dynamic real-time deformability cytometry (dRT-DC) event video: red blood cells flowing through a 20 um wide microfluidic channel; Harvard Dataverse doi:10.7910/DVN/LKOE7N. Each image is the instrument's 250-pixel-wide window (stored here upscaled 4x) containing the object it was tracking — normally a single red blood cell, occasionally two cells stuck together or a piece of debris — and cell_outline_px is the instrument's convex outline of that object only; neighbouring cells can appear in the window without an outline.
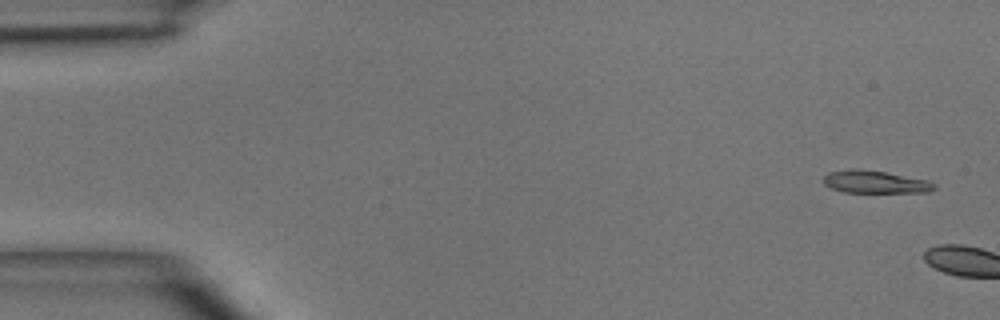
{"species": "common noctule bat (a hibernating species)", "species_latin": "Nyctalus noctula", "temperature_condition": "room temperature", "stored_images_in_passage": 2, "camera_frame_rate_fps": 3000, "um_per_image_px": 0.085, "animal": {"sex": "male", "body_mass_g": 15.6}, "frame": {"image": 1, "passage_image": 1, "time_ms": 0.0, "image_size_px": [1000, 320], "cell_outline_px": [[936, 188], [928, 192], [844, 192], [832, 188], [824, 184], [824, 176], [828, 172], [884, 172], [928, 180], [936, 184]], "centroid_in_image_um": [74.49, 15.52], "position_along_channel_um": 10.5, "area_um2": 13.64}}